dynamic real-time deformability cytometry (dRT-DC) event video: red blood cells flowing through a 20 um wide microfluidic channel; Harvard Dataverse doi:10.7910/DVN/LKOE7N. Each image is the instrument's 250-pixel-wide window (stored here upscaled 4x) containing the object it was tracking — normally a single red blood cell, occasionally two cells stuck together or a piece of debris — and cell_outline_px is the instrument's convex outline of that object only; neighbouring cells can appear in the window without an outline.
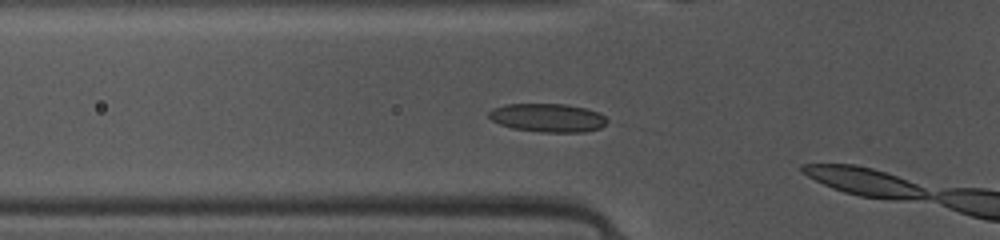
{"species": "common noctule bat (a hibernating species)", "species_latin": "Nyctalus noctula", "temperature_condition": "warm", "stored_images_in_passage": 6, "camera_frame_rate_fps": 3000, "um_per_image_px": 0.085, "animal": {"sex": "female", "body_mass_g": 10.0, "forearm_length_mm": 53.1}, "frame": {"image": 1, "passage_image": 5, "time_ms": 1.333, "image_size_px": [1000, 240], "cell_outline_px": [[612, 120], [608, 124], [600, 128], [584, 132], [540, 132], [512, 128], [500, 124], [492, 120], [488, 116], [488, 112], [492, 108], [508, 104], [564, 104], [584, 108], [600, 112]], "centroid_in_image_um": [46.62, 10.01], "position_along_channel_um": 79.2, "area_um2": 19.88}}